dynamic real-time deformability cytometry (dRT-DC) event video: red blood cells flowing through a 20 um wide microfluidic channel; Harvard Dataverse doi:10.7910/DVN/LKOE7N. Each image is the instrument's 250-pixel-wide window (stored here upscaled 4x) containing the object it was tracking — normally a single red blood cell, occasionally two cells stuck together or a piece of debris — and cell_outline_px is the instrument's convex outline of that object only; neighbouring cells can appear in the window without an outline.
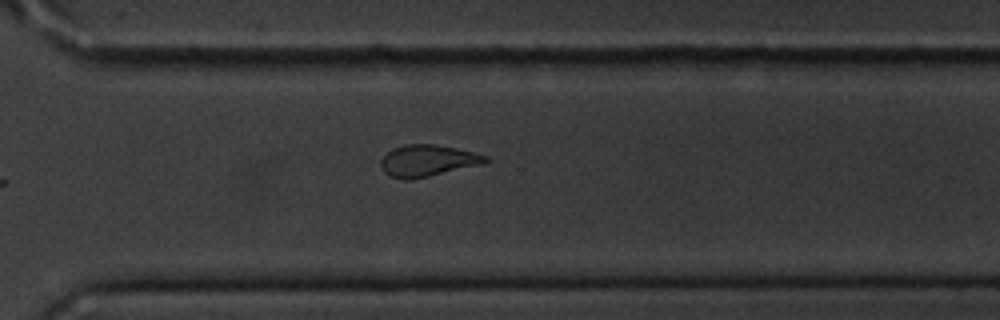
{"species": "common noctule bat (a hibernating species)", "species_latin": "Nyctalus noctula", "temperature_condition": "cold", "stored_images_in_passage": 9, "segment_of_instrument_passage": [1, 2], "camera_frame_rate_fps": 3000, "um_per_image_px": 0.085, "animal": {"sex": "male", "body_mass_g": 20.1, "forearm_length_mm": 53.5}, "frame": {"image": 1, "passage_image": 8, "time_ms": 9.0, "image_size_px": [1000, 320], "cell_outline_px": [[488, 160], [484, 164], [428, 176], [408, 180], [404, 180], [388, 176], [384, 172], [380, 164], [380, 160], [388, 152], [404, 144], [436, 144], [456, 148], [488, 156]], "centroid_in_image_um": [36.34, 13.66], "position_along_channel_um": 334.3, "area_um2": 19.19}}